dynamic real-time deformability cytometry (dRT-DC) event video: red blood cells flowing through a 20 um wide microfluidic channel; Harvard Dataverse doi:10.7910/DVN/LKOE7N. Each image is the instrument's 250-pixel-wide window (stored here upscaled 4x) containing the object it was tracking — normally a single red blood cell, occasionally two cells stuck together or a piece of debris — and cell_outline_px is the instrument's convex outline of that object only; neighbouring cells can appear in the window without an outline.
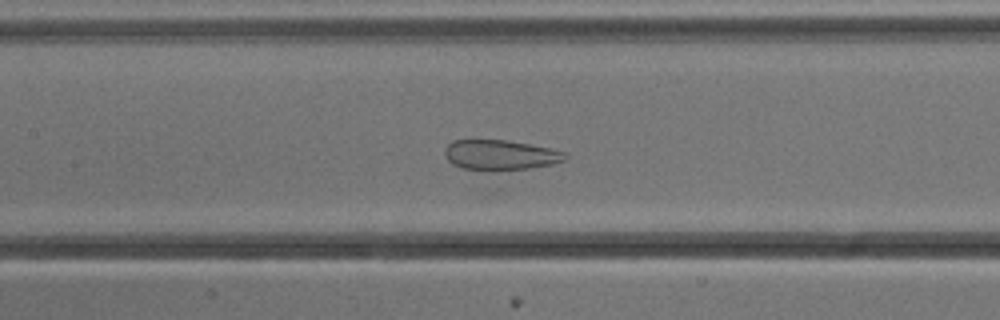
{"species": "common noctule bat (a hibernating species)", "species_latin": "Nyctalus noctula", "temperature_condition": "cold", "stored_images_in_passage": 53, "camera_frame_rate_fps": 3000, "um_per_image_px": 0.085, "animal": {"sex": "male", "body_mass_g": 13.3}, "frame": {"image": 1, "passage_image": 24, "time_ms": 7.667, "image_size_px": [1000, 320], "cell_outline_px": [[568, 156], [564, 160], [552, 164], [528, 168], [464, 168], [452, 164], [448, 160], [444, 152], [444, 148], [452, 140], [508, 140], [548, 148], [564, 152]], "centroid_in_image_um": [42.5, 13.13], "position_along_channel_um": 164.9, "area_um2": 20.29}}
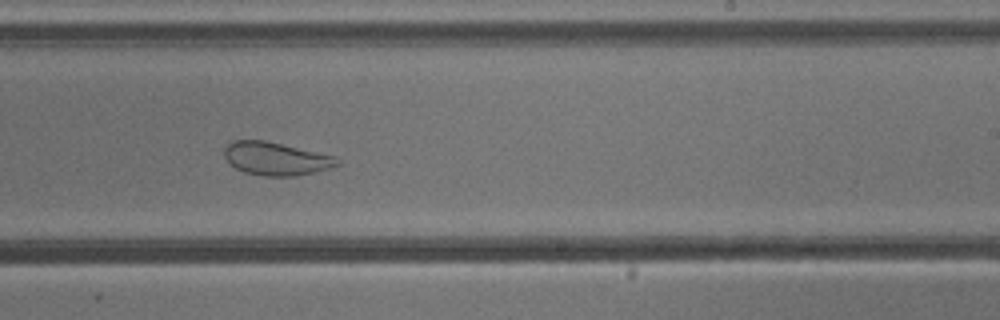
{"frame": {"image": 2, "passage_image": 32, "time_ms": 10.333, "image_size_px": [1000, 320], "cell_outline_px": [[340, 164], [332, 168], [316, 172], [296, 176], [264, 176], [244, 172], [236, 168], [224, 156], [224, 148], [232, 140], [264, 140], [332, 156], [340, 160]], "centroid_in_image_um": [23.45, 13.5], "position_along_channel_um": 265.6, "area_um2": 21.56}}
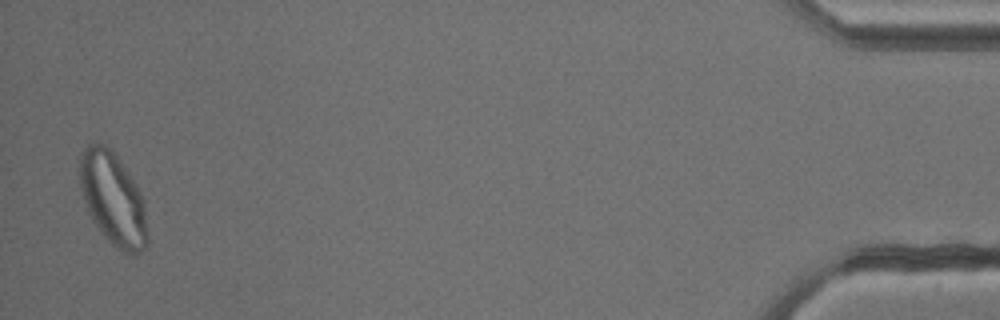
{"frame": {"image": 3, "passage_image": 52, "time_ms": 17.0, "image_size_px": [1000, 320], "cell_outline_px": [[148, 244], [136, 256], [132, 256], [116, 248], [104, 236], [92, 220], [88, 212], [80, 192], [80, 152], [88, 144], [104, 144], [112, 148], [136, 184], [144, 200], [148, 236]], "centroid_in_image_um": [9.61, 16.92], "position_along_channel_um": 425.6, "area_um2": 37.05}}